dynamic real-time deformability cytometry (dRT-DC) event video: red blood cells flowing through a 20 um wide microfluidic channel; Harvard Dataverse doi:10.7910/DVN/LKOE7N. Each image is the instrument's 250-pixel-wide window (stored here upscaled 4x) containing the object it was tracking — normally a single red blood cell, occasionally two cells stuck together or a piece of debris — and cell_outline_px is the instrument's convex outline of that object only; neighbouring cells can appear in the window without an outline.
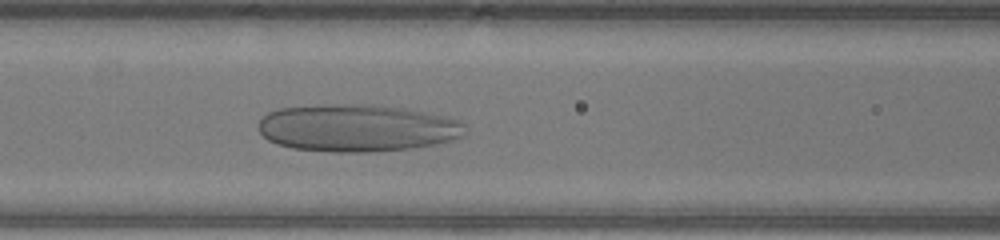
{"species": "human", "species_latin": "Homo sapiens", "temperature_condition": "warm", "stored_images_in_passage": 36, "camera_frame_rate_fps": 3000, "um_per_image_px": 0.085, "donor": {"sex": "male"}, "frame": {"image": 1, "passage_image": 10, "time_ms": 3.0, "image_size_px": [1000, 240], "cell_outline_px": [[468, 132], [464, 136], [452, 140], [436, 144], [412, 148], [368, 152], [332, 152], [292, 148], [276, 144], [268, 140], [256, 128], [260, 120], [268, 112], [280, 108], [336, 104], [376, 104], [404, 108], [460, 120], [464, 124]], "centroid_in_image_um": [30.36, 10.88], "position_along_channel_um": 136.2, "area_um2": 57.28}}
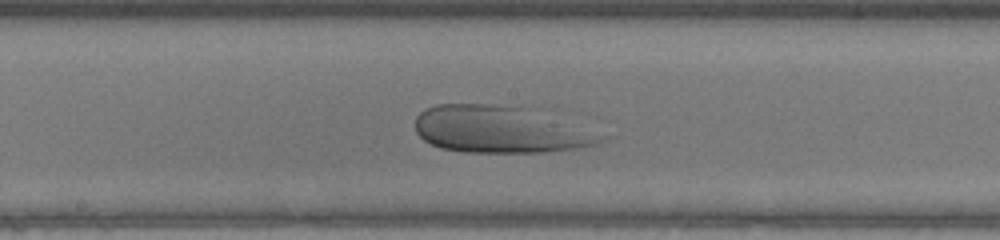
{"frame": {"image": 2, "passage_image": 15, "time_ms": 4.667, "image_size_px": [1000, 240], "cell_outline_px": [[608, 140], [580, 148], [544, 152], [464, 152], [440, 148], [424, 140], [416, 132], [416, 116], [424, 108], [436, 104], [492, 104], [524, 108], [608, 136]], "centroid_in_image_um": [42.45, 11.02], "position_along_channel_um": 205.8, "area_um2": 50.23}}
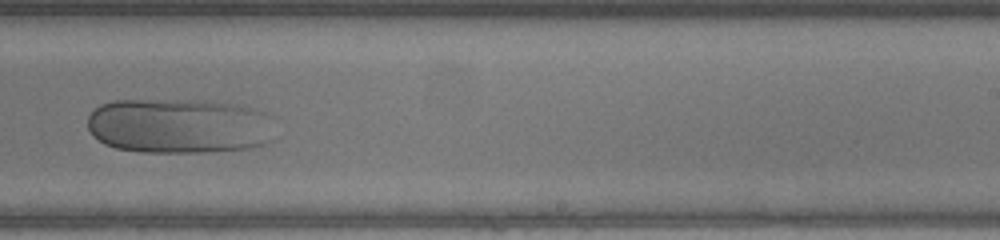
{"frame": {"image": 3, "passage_image": 20, "time_ms": 6.333, "image_size_px": [1000, 240], "cell_outline_px": [[272, 140], [264, 144], [248, 148], [204, 152], [140, 152], [116, 148], [104, 144], [92, 136], [88, 128], [88, 116], [100, 104], [112, 100], [188, 100], [236, 104], [252, 108], [264, 112]], "centroid_in_image_um": [15.12, 10.71], "position_along_channel_um": 273.9, "area_um2": 59.94}}